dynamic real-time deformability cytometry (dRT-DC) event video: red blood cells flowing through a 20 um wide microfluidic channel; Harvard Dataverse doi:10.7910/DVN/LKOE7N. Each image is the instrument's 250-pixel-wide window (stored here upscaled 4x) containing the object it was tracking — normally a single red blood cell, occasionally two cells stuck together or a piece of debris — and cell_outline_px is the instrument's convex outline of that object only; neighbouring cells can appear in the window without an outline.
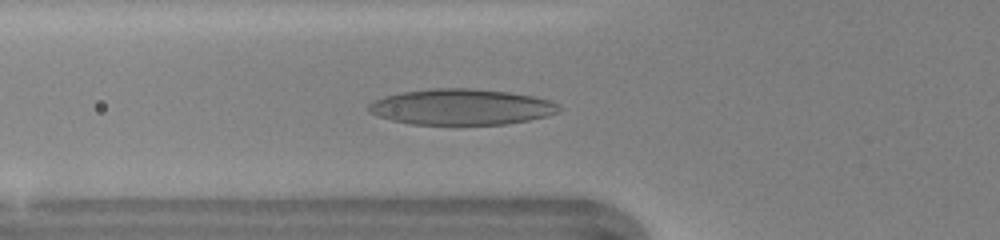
{"species": "human", "species_latin": "Homo sapiens", "temperature_condition": "warm", "stored_images_in_passage": 41, "camera_frame_rate_fps": 3000, "um_per_image_px": 0.085, "donor": {"sex": "female"}, "frame": {"image": 1, "passage_image": 12, "time_ms": 3.667, "image_size_px": [1000, 240], "cell_outline_px": [[564, 108], [560, 112], [548, 116], [528, 120], [504, 124], [412, 124], [392, 120], [376, 116], [368, 112], [368, 104], [384, 96], [404, 92], [432, 88], [472, 88], [508, 92], [532, 96], [552, 100], [560, 104]], "centroid_in_image_um": [39.26, 9.09], "position_along_channel_um": 86.5, "area_um2": 39.94}}
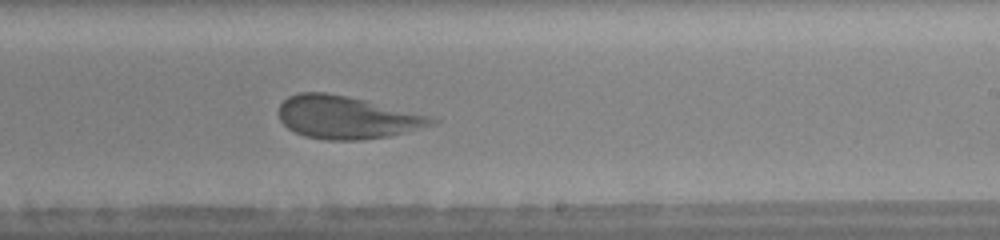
{"frame": {"image": 2, "passage_image": 24, "time_ms": 7.667, "image_size_px": [1000, 240], "cell_outline_px": [[440, 120], [432, 124], [404, 132], [388, 136], [360, 140], [328, 140], [304, 136], [288, 128], [280, 120], [280, 104], [288, 96], [300, 92], [324, 92], [348, 96], [440, 116]], "centroid_in_image_um": [29.55, 9.96], "position_along_channel_um": 259.4, "area_um2": 38.44}, "authors_computed_cell_mechanics": {"area_um2": 40.5178, "velocity_mm_per_s": 4.3165, "shape_relaxation_time_tau1_ms": 4.3158, "shape_relaxation_time_tau2_ms": null, "deformation_change_tau1": 0.1807, "deformation_change_tau2": null}}